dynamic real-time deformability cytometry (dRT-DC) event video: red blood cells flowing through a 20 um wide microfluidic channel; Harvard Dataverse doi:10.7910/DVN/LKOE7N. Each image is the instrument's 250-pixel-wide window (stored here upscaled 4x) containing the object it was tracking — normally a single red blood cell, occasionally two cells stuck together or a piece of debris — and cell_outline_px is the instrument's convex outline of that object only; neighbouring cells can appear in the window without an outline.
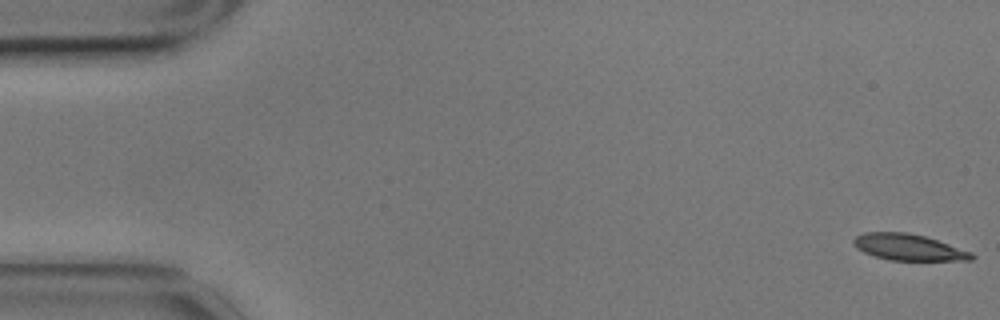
{"species": "common noctule bat (a hibernating species)", "species_latin": "Nyctalus noctula", "temperature_condition": "cold", "stored_images_in_passage": 57, "camera_frame_rate_fps": 3000, "um_per_image_px": 0.085, "animal": {"sex": "male", "body_mass_g": 17.9}, "frame": {"image": 1, "passage_image": 1, "time_ms": 0.0, "image_size_px": [1000, 320], "cell_outline_px": [[976, 256], [972, 260], [888, 260], [864, 252], [856, 248], [852, 244], [852, 240], [856, 236], [864, 232], [908, 232], [924, 236], [972, 252]], "centroid_in_image_um": [77.2, 21.01], "position_along_channel_um": 7.8, "area_um2": 18.03}}
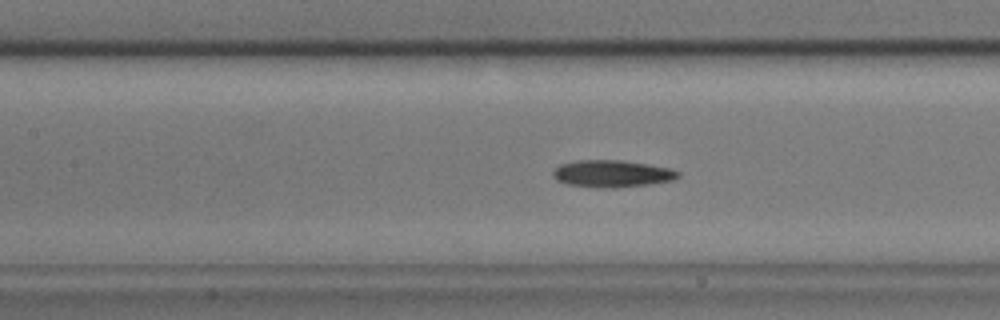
{"frame": {"image": 2, "passage_image": 25, "time_ms": 8.0, "image_size_px": [1000, 320], "cell_outline_px": [[680, 176], [672, 180], [652, 184], [616, 188], [612, 188], [568, 184], [556, 180], [552, 176], [552, 172], [560, 164], [576, 160], [620, 160], [648, 164], [672, 168], [680, 172]], "centroid_in_image_um": [52.05, 14.75], "position_along_channel_um": 155.3, "area_um2": 19.77}}
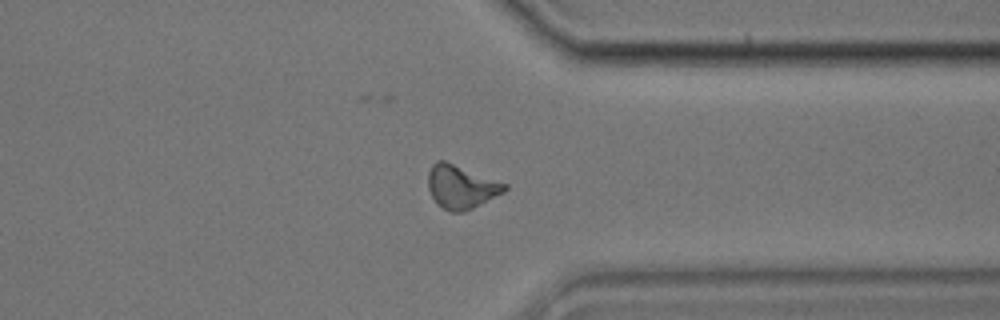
{"frame": {"image": 3, "passage_image": 44, "time_ms": 14.333, "image_size_px": [1000, 320], "cell_outline_px": [[508, 188], [504, 192], [464, 212], [448, 212], [436, 204], [428, 188], [428, 172], [432, 164], [436, 160], [444, 160], [508, 184]], "centroid_in_image_um": [39.17, 15.88], "position_along_channel_um": 372.2, "area_um2": 19.42}, "authors_computed_cell_mechanics": {"area_um2": 19.0162, "velocity_mm_per_s": 3.4747, "shape_relaxation_time_tau1_ms": 6.0618, "shape_relaxation_time_tau2_ms": null, "deformation_change_tau1": 0.1711, "deformation_change_tau2": null}}